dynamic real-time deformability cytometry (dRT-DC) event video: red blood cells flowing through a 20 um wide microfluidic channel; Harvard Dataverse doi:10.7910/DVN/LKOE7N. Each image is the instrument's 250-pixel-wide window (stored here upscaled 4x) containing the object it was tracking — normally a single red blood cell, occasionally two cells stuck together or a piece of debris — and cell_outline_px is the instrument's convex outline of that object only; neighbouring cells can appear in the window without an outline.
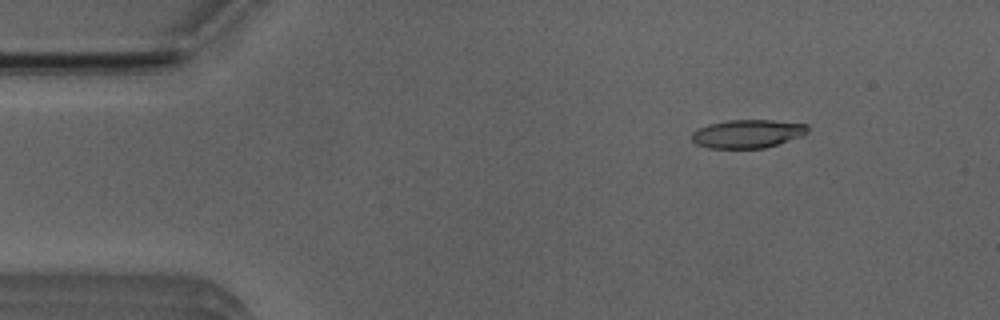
{"species": "Egyptian fruit bat (a non-hibernating species)", "species_latin": "Rousettus aegyptiacus", "temperature_condition": "room temperature", "stored_images_in_passage": 51, "camera_frame_rate_fps": 3000, "um_per_image_px": 0.085, "animal": {"sex": "male"}, "frame": {"image": 1, "passage_image": 7, "time_ms": 2.0, "image_size_px": [1000, 320], "cell_outline_px": [[808, 132], [804, 136], [764, 148], [708, 148], [696, 144], [692, 140], [692, 132], [708, 124], [728, 120], [772, 120], [808, 124]], "centroid_in_image_um": [63.57, 11.37], "position_along_channel_um": 21.4, "area_um2": 19.25}}
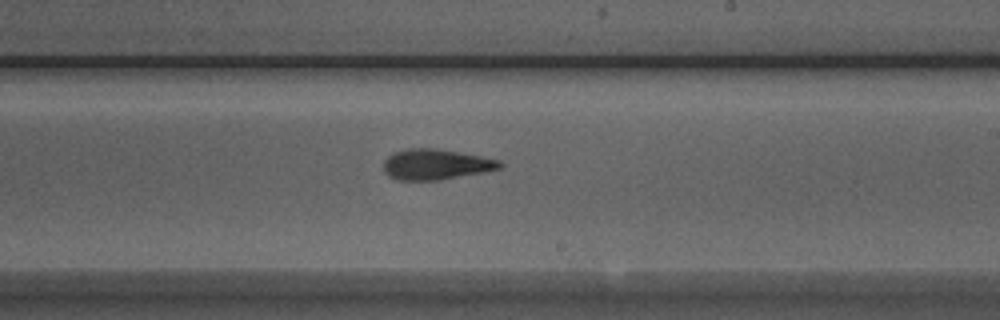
{"frame": {"image": 2, "passage_image": 30, "time_ms": 9.667, "image_size_px": [1000, 320], "cell_outline_px": [[504, 164], [500, 168], [484, 172], [440, 180], [396, 180], [388, 176], [384, 172], [384, 160], [392, 152], [408, 148], [432, 148], [480, 156], [500, 160]], "centroid_in_image_um": [37.01, 13.98], "position_along_channel_um": 252.0, "area_um2": 20.69}}
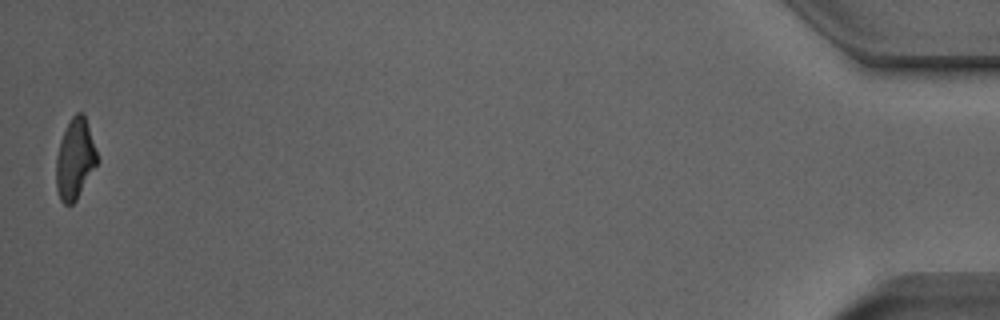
{"frame": {"image": 3, "passage_image": 51, "time_ms": 16.667, "image_size_px": [1000, 320], "cell_outline_px": [[100, 160], [76, 200], [72, 204], [64, 204], [60, 200], [56, 188], [56, 156], [60, 140], [72, 116], [76, 112], [84, 112]], "centroid_in_image_um": [6.39, 13.51], "position_along_channel_um": 428.8, "area_um2": 19.42}, "authors_computed_cell_mechanics": {"area_um2": 20.4612, "velocity_mm_per_s": 3.9938, "shape_relaxation_time_tau1_ms": 6.9506, "shape_relaxation_time_tau2_ms": 2.8215, "deformation_change_tau1": 0.2016, "deformation_change_tau2": 0.129}}